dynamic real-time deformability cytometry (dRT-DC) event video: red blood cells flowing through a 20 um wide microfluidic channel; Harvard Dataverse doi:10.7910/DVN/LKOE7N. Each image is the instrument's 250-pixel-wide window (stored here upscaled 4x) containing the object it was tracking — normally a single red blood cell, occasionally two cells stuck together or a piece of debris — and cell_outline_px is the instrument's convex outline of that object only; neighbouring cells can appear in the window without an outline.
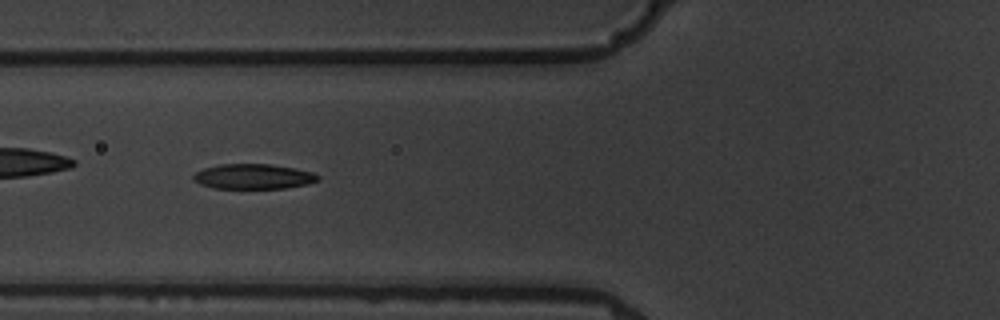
{"species": "common noctule bat (a hibernating species)", "species_latin": "Nyctalus noctula", "temperature_condition": "warm", "stored_images_in_passage": 3, "camera_frame_rate_fps": 3000, "um_per_image_px": 0.085, "animal": {"sex": "male", "body_mass_g": 19.5, "forearm_length_mm": 54.6}, "frame": {"image": 1, "passage_image": 2, "time_ms": 1.333, "image_size_px": [1000, 320], "cell_outline_px": [[320, 180], [308, 184], [284, 188], [212, 188], [200, 184], [192, 176], [196, 172], [204, 168], [220, 164], [272, 164], [296, 168], [312, 172], [320, 176]], "centroid_in_image_um": [21.57, 15.0], "position_along_channel_um": 104.2, "area_um2": 18.21}}